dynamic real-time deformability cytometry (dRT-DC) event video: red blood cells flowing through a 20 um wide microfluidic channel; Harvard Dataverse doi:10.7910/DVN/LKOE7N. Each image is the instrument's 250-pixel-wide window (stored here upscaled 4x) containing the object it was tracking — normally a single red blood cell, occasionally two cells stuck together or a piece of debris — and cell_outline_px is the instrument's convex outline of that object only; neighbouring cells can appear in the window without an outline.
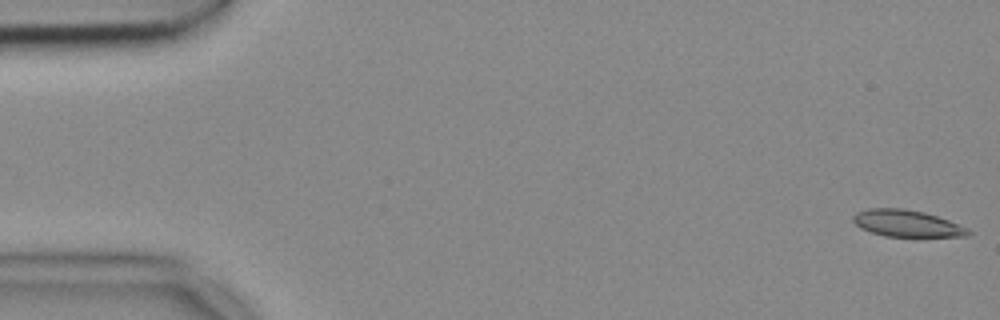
{"species": "common noctule bat (a hibernating species)", "species_latin": "Nyctalus noctula", "temperature_condition": "cold", "stored_images_in_passage": 54, "camera_frame_rate_fps": 3000, "um_per_image_px": 0.085, "animal": {"sex": "female", "body_mass_g": 18.4}, "frame": {"image": 1, "passage_image": 1, "time_ms": 0.0, "image_size_px": [1000, 320], "cell_outline_px": [[972, 232], [968, 236], [884, 236], [860, 228], [852, 220], [852, 216], [868, 208], [900, 208], [924, 212], [948, 220], [968, 228]], "centroid_in_image_um": [77.08, 18.99], "position_along_channel_um": 7.9, "area_um2": 17.69}}
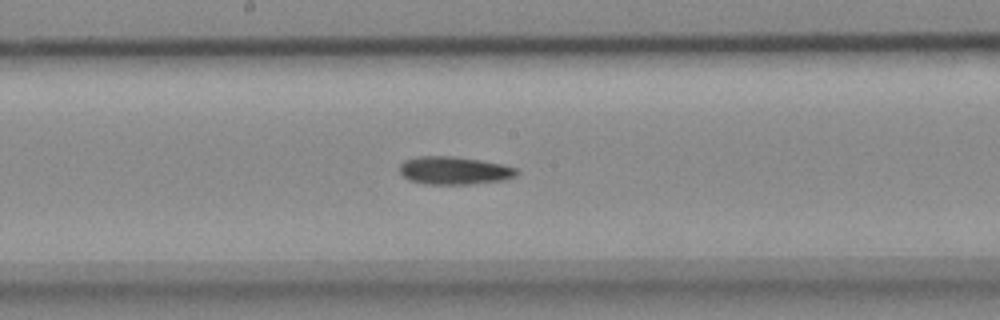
{"frame": {"image": 2, "passage_image": 28, "time_ms": 9.0, "image_size_px": [1000, 320], "cell_outline_px": [[520, 172], [516, 176], [504, 180], [472, 184], [424, 184], [408, 180], [400, 172], [400, 164], [404, 160], [420, 156], [452, 156], [480, 160], [500, 164], [516, 168]], "centroid_in_image_um": [38.61, 14.5], "position_along_channel_um": 209.6, "area_um2": 19.07}}
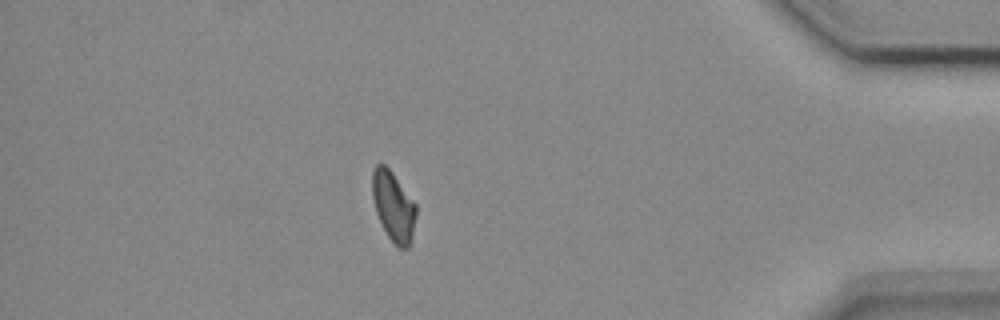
{"frame": {"image": 3, "passage_image": 47, "time_ms": 15.333, "image_size_px": [1000, 320], "cell_outline_px": [[416, 216], [412, 236], [408, 248], [396, 248], [388, 236], [376, 212], [372, 196], [372, 172], [376, 164], [384, 164], [392, 172], [416, 204]], "centroid_in_image_um": [33.44, 17.54], "position_along_channel_um": 401.8, "area_um2": 17.69}}